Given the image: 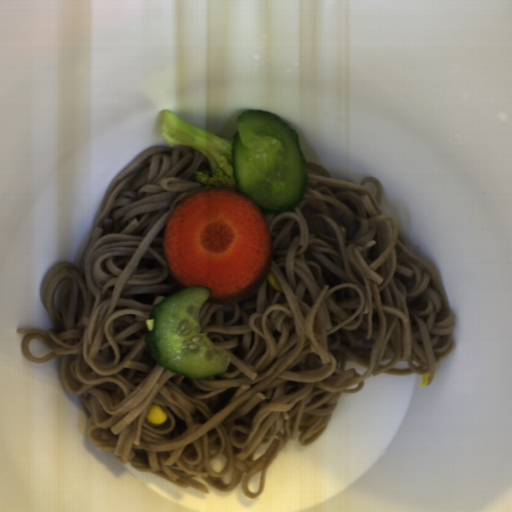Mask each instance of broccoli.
Returning <instances> with one entry per match:
<instances>
[{
	"label": "broccoli",
	"mask_w": 512,
	"mask_h": 512,
	"mask_svg": "<svg viewBox=\"0 0 512 512\" xmlns=\"http://www.w3.org/2000/svg\"><path fill=\"white\" fill-rule=\"evenodd\" d=\"M160 121L163 138L169 147L186 145L206 156L210 169L194 171L199 183L211 189L217 187L237 189L232 164L233 140L190 124L170 110H162Z\"/></svg>",
	"instance_id": "broccoli-1"
}]
</instances>
